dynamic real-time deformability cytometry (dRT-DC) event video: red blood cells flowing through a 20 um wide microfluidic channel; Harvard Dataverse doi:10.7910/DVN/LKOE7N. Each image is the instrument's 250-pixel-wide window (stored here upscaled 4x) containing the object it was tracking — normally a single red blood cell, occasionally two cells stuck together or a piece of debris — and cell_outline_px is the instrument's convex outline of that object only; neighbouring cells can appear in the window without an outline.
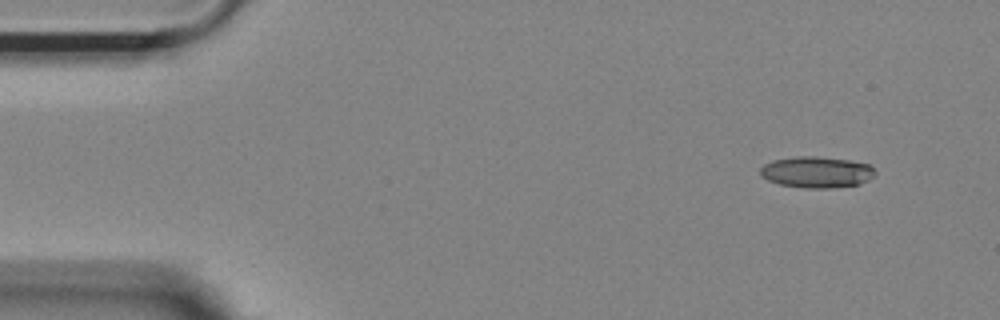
{"species": "Egyptian fruit bat (a non-hibernating species)", "species_latin": "Rousettus aegyptiacus", "temperature_condition": "room temperature", "stored_images_in_passage": 50, "camera_frame_rate_fps": 3000, "um_per_image_px": 0.085, "animal": {"sex": "female"}, "frame": {"image": 1, "passage_image": 1, "time_ms": 0.0, "image_size_px": [1000, 320], "cell_outline_px": [[876, 172], [868, 180], [860, 184], [832, 188], [804, 188], [780, 184], [768, 180], [760, 176], [760, 168], [764, 164], [772, 160], [796, 156], [816, 156], [848, 160], [868, 164]], "centroid_in_image_um": [69.38, 14.63], "position_along_channel_um": 15.6, "area_um2": 20.92}}
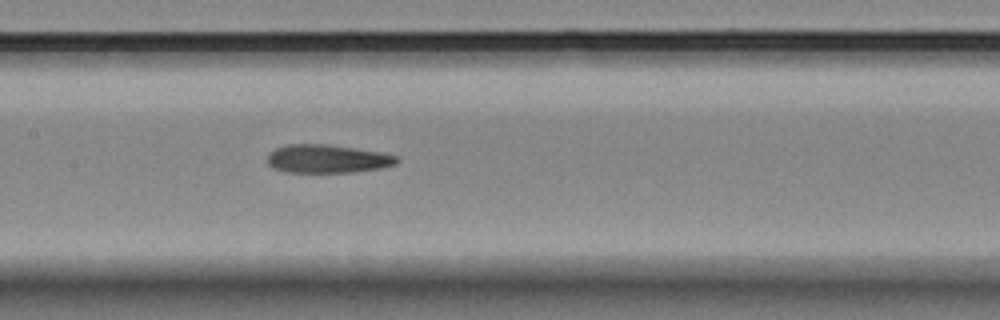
{"frame": {"image": 2, "passage_image": 22, "time_ms": 7.0, "image_size_px": [1000, 320], "cell_outline_px": [[400, 160], [396, 164], [384, 168], [352, 172], [288, 172], [272, 168], [268, 164], [268, 156], [276, 148], [288, 144], [324, 144], [380, 152], [400, 156]], "centroid_in_image_um": [27.87, 13.51], "position_along_channel_um": 179.5, "area_um2": 21.33}}
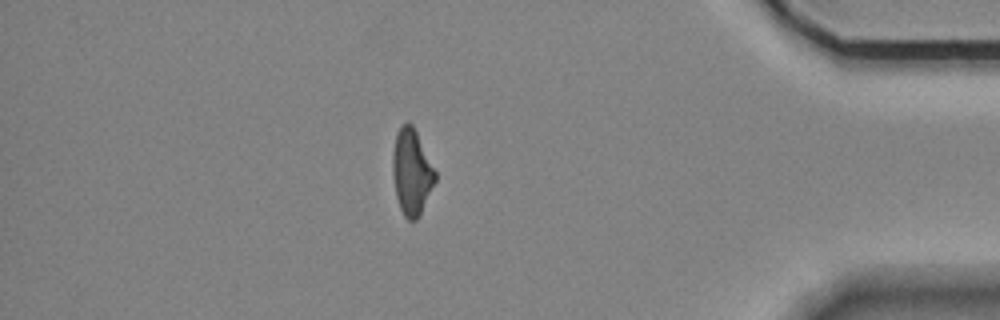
{"frame": {"image": 3, "passage_image": 43, "time_ms": 14.0, "image_size_px": [1000, 320], "cell_outline_px": [[436, 180], [416, 220], [408, 220], [404, 216], [400, 208], [396, 196], [392, 172], [392, 156], [396, 136], [400, 128], [408, 120], [412, 124], [436, 172]], "centroid_in_image_um": [34.97, 14.62], "position_along_channel_um": 400.2, "area_um2": 20.81}, "authors_computed_cell_mechanics": {"area_um2": 21.4438, "velocity_mm_per_s": 3.6923, "shape_relaxation_time_tau1_ms": 8.1218, "shape_relaxation_time_tau2_ms": 4.2344, "deformation_change_tau1": 0.2228, "deformation_change_tau2": 0.166}}